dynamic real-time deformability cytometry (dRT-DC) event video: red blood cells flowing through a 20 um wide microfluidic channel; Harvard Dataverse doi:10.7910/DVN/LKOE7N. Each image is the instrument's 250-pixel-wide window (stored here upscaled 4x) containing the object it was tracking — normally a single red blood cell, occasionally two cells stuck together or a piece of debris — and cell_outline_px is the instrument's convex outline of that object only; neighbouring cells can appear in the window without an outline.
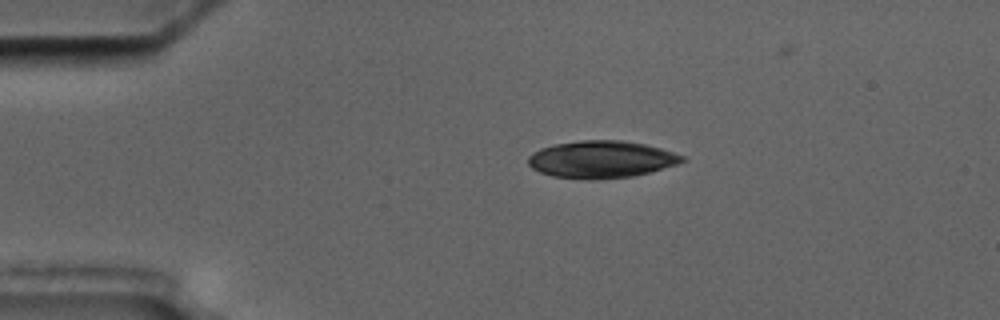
{"species": "common noctule bat (a hibernating species)", "species_latin": "Nyctalus noctula", "temperature_condition": "cold", "stored_images_in_passage": 5, "camera_frame_rate_fps": 3000, "um_per_image_px": 0.085, "animal": {"sex": "male", "body_mass_g": 17.5, "forearm_length_mm": 52.3}, "frame": {"image": 1, "passage_image": 2, "time_ms": 1.0, "image_size_px": [1000, 320], "cell_outline_px": [[688, 160], [676, 164], [648, 172], [632, 176], [596, 180], [584, 180], [552, 176], [540, 172], [532, 168], [528, 164], [528, 156], [540, 148], [556, 144], [580, 140], [624, 140], [644, 144], [660, 148], [684, 156]], "centroid_in_image_um": [51.09, 13.55], "position_along_channel_um": 33.9, "area_um2": 33.41}}